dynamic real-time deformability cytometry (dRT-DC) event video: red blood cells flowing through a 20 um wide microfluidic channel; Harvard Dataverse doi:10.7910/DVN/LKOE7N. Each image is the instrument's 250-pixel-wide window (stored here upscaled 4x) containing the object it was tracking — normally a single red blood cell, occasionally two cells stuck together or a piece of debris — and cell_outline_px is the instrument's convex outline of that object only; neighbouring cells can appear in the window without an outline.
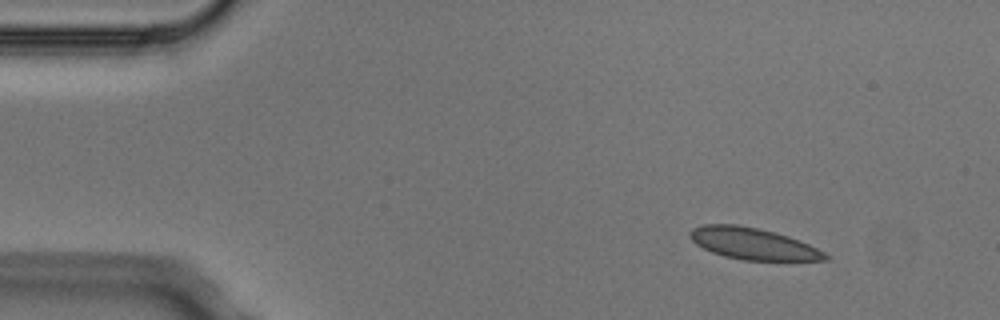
{"species": "Egyptian fruit bat (a non-hibernating species)", "species_latin": "Rousettus aegyptiacus", "temperature_condition": "cold", "stored_images_in_passage": 4, "camera_frame_rate_fps": 3000, "um_per_image_px": 0.085, "animal": {"sex": "male"}, "frame": {"image": 1, "passage_image": 2, "time_ms": 0.333, "image_size_px": [1000, 320], "cell_outline_px": [[832, 256], [828, 260], [744, 260], [724, 256], [712, 252], [696, 244], [688, 236], [688, 232], [692, 228], [704, 224], [736, 224], [776, 232], [788, 236], [808, 244]], "centroid_in_image_um": [63.99, 20.71], "position_along_channel_um": 21.0, "area_um2": 24.85}}